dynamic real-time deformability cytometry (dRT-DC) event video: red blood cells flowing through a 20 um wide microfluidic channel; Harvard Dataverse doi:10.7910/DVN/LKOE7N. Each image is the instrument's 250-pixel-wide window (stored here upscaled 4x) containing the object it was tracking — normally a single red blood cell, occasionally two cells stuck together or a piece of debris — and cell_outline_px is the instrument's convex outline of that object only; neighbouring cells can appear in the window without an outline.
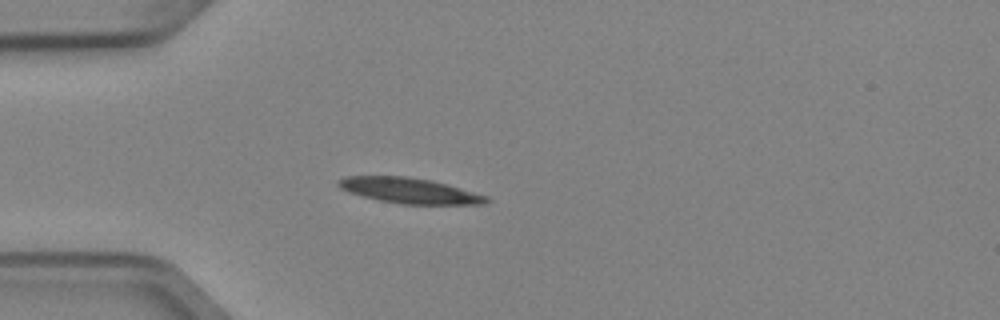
{"species": "Egyptian fruit bat (a non-hibernating species)", "species_latin": "Rousettus aegyptiacus", "temperature_condition": "cold", "stored_images_in_passage": 4, "camera_frame_rate_fps": 3000, "um_per_image_px": 0.085, "animal": {"sex": "female"}, "frame": {"image": 1, "passage_image": 3, "time_ms": 0.667, "image_size_px": [1000, 320], "cell_outline_px": [[492, 200], [488, 204], [400, 204], [380, 200], [348, 192], [340, 188], [336, 184], [336, 180], [344, 176], [408, 176], [432, 180], [448, 184], [488, 196]], "centroid_in_image_um": [34.83, 16.19], "position_along_channel_um": 50.2, "area_um2": 22.2}}